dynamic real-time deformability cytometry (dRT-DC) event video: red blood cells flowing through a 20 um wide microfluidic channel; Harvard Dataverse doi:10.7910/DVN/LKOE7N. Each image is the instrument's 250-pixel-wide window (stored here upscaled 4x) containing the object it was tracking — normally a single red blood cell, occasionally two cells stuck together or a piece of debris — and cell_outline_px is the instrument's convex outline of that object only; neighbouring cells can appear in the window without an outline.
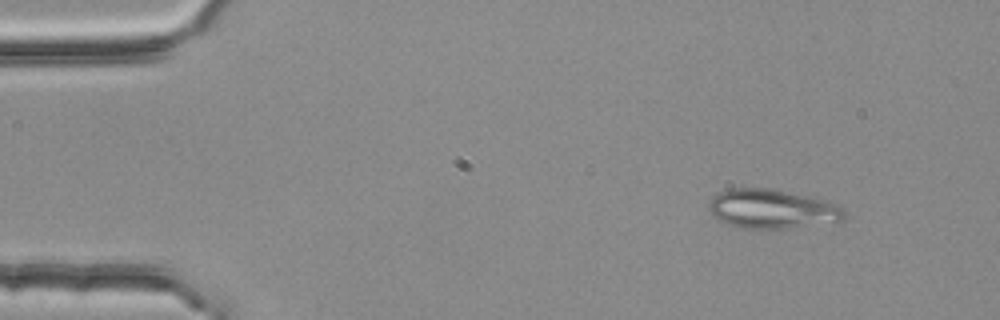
{"species": "common noctule bat (a hibernating species)", "species_latin": "Nyctalus noctula", "temperature_condition": "room temperature", "stored_images_in_passage": 3, "camera_frame_rate_fps": 3000, "um_per_image_px": 0.085, "animal": {"sex": "female", "body_mass_g": 25.1}, "frame": {"image": 1, "passage_image": 1, "time_ms": 0.0, "image_size_px": [1000, 320], "cell_outline_px": [[844, 220], [840, 224], [788, 228], [740, 228], [720, 220], [712, 216], [708, 212], [708, 204], [712, 196], [720, 192], [732, 188], [768, 188], [824, 200], [840, 204], [844, 208]], "centroid_in_image_um": [65.69, 17.78], "position_along_channel_um": 19.3, "area_um2": 31.39}}